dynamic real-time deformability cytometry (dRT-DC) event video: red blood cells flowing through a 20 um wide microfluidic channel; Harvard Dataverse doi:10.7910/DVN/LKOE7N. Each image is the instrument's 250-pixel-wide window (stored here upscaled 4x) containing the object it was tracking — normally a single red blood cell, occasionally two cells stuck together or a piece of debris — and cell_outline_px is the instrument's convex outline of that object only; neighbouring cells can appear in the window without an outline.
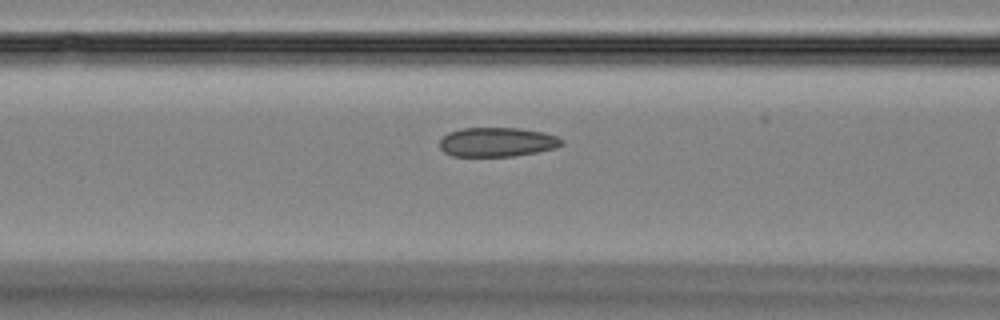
{"species": "Egyptian fruit bat (a non-hibernating species)", "species_latin": "Rousettus aegyptiacus", "temperature_condition": "room temperature", "stored_images_in_passage": 29, "camera_frame_rate_fps": 3000, "um_per_image_px": 0.085, "animal": {"sex": "female"}, "frame": {"image": 1, "passage_image": 8, "time_ms": 2.333, "image_size_px": [1000, 320], "cell_outline_px": [[564, 144], [556, 148], [536, 152], [512, 156], [452, 156], [444, 152], [440, 148], [440, 140], [448, 132], [460, 128], [520, 128], [544, 132], [556, 136], [564, 140]], "centroid_in_image_um": [42.26, 12.07], "position_along_channel_um": 124.3, "area_um2": 20.92}}
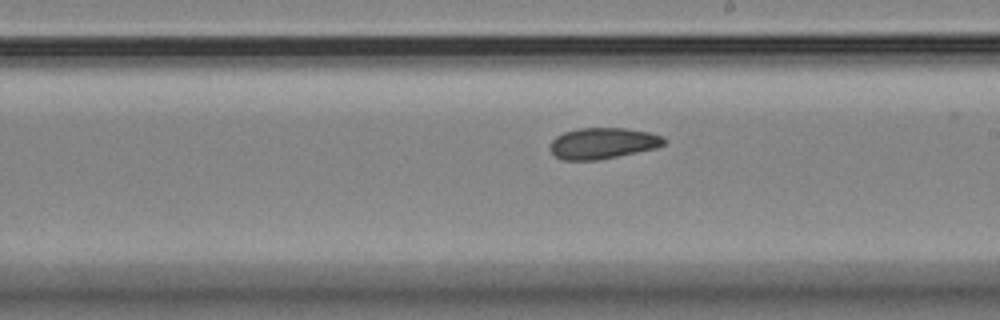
{"frame": {"image": 2, "passage_image": 17, "time_ms": 5.333, "image_size_px": [1000, 320], "cell_outline_px": [[668, 140], [664, 144], [656, 148], [596, 160], [560, 160], [548, 148], [548, 144], [556, 136], [564, 132], [580, 128], [624, 128], [648, 132], [664, 136]], "centroid_in_image_um": [51.22, 12.17], "position_along_channel_um": 237.8, "area_um2": 20.69}}
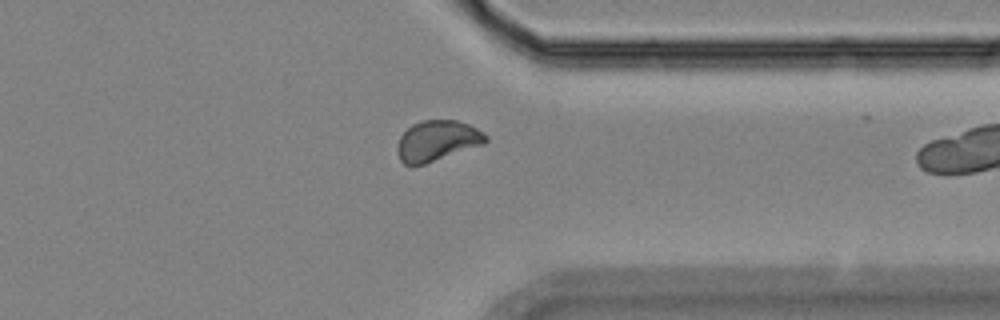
{"frame": {"image": 3, "passage_image": 28, "time_ms": 9.0, "image_size_px": [1000, 320], "cell_outline_px": [[488, 140], [484, 144], [424, 164], [404, 164], [400, 160], [396, 152], [396, 148], [400, 136], [412, 124], [420, 120], [456, 120], [468, 124], [484, 132], [488, 136]], "centroid_in_image_um": [37.16, 11.95], "position_along_channel_um": 374.2, "area_um2": 20.87}}